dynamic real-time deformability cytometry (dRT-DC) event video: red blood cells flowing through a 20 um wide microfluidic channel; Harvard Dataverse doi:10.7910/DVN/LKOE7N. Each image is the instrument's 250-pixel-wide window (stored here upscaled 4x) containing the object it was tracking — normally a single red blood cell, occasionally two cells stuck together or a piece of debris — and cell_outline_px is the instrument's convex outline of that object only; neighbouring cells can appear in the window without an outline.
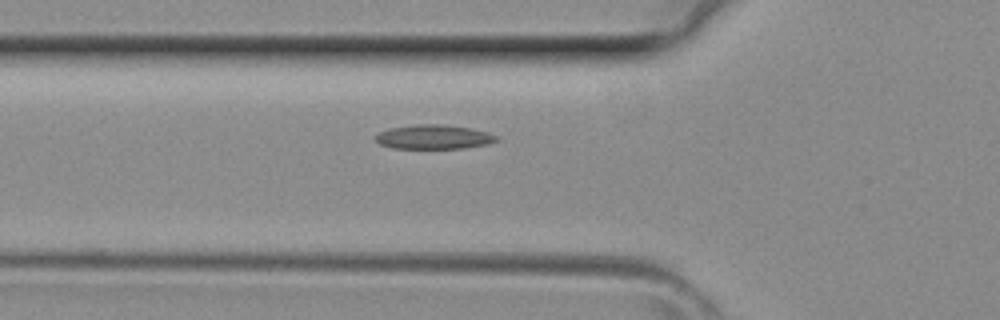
{"species": "common noctule bat (a hibernating species)", "species_latin": "Nyctalus noctula", "temperature_condition": "room temperature", "stored_images_in_passage": 31, "camera_frame_rate_fps": 3000, "um_per_image_px": 0.085, "animal": {"sex": "female", "body_mass_g": 29.2, "forearm_length_mm": 56.3}, "frame": {"image": 1, "passage_image": 4, "time_ms": 1.0, "image_size_px": [1000, 320], "cell_outline_px": [[500, 140], [488, 144], [464, 148], [392, 148], [380, 144], [376, 140], [376, 136], [380, 132], [388, 128], [412, 124], [444, 124], [472, 128], [488, 132], [500, 136]], "centroid_in_image_um": [36.93, 11.63], "position_along_channel_um": 88.9, "area_um2": 17.34}}
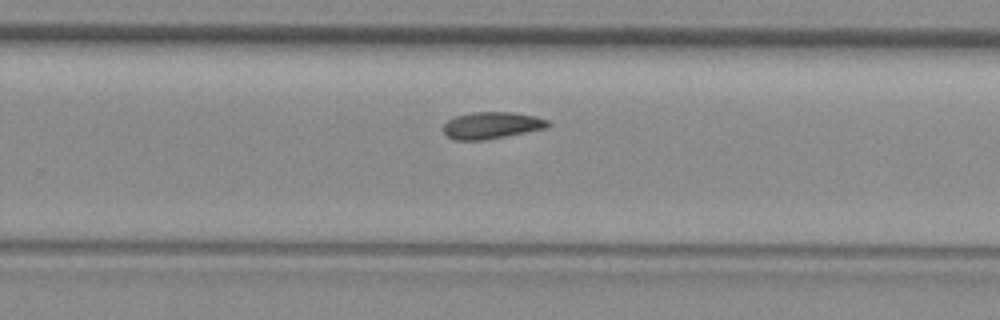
{"frame": {"image": 2, "passage_image": 16, "time_ms": 5.0, "image_size_px": [1000, 320], "cell_outline_px": [[552, 124], [548, 128], [484, 140], [452, 140], [444, 132], [444, 124], [448, 120], [456, 116], [472, 112], [512, 112], [536, 116], [548, 120]], "centroid_in_image_um": [41.82, 10.65], "position_along_channel_um": 288.0, "area_um2": 16.42}}
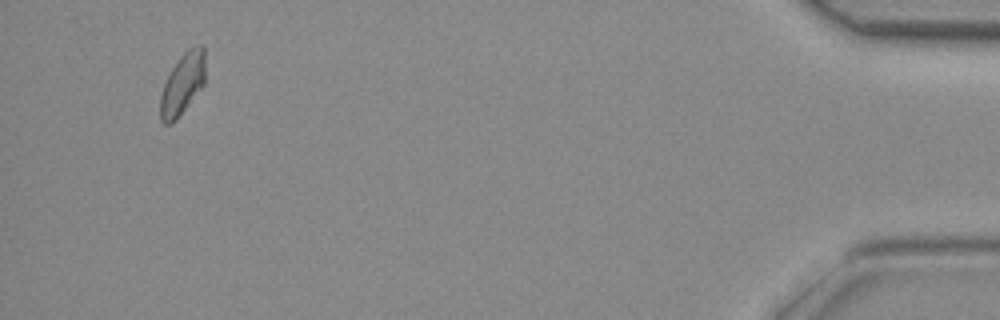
{"frame": {"image": 3, "passage_image": 29, "time_ms": 9.333, "image_size_px": [1000, 320], "cell_outline_px": [[204, 84], [176, 120], [172, 124], [164, 124], [160, 120], [160, 96], [164, 84], [172, 68], [180, 56], [188, 48], [196, 44], [204, 44]], "centroid_in_image_um": [15.51, 7.12], "position_along_channel_um": 419.7, "area_um2": 16.07}}